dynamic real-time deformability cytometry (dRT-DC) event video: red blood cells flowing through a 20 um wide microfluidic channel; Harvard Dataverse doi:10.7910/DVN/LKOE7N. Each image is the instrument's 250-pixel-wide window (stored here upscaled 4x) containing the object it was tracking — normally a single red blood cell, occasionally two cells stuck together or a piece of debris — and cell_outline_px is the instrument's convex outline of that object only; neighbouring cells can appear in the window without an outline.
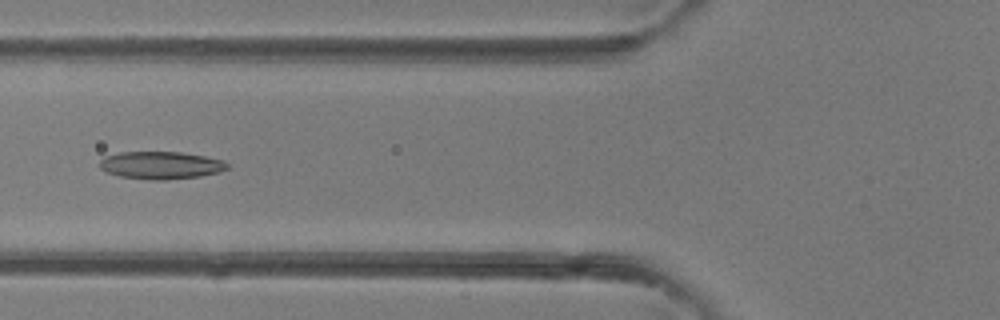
{"species": "common noctule bat (a hibernating species)", "species_latin": "Nyctalus noctula", "temperature_condition": "room temperature", "stored_images_in_passage": 4, "camera_frame_rate_fps": 3000, "um_per_image_px": 0.085, "animal": {"sex": "female"}, "frame": {"image": 1, "passage_image": 4, "time_ms": 3.333, "image_size_px": [1000, 320], "cell_outline_px": [[228, 168], [220, 172], [200, 176], [168, 180], [152, 180], [120, 176], [108, 172], [100, 168], [100, 160], [104, 156], [120, 152], [180, 152], [204, 156], [224, 160], [228, 164]], "centroid_in_image_um": [13.69, 14.04], "position_along_channel_um": 112.1, "area_um2": 20.52}}